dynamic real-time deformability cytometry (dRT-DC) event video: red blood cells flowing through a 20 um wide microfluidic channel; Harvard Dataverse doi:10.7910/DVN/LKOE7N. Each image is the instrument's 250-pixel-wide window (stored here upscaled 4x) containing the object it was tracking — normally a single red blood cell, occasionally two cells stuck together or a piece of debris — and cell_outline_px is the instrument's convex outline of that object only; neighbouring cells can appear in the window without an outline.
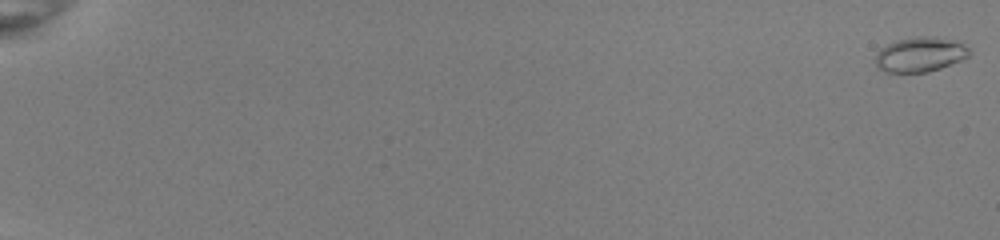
{"species": "common noctule bat (a hibernating species)", "species_latin": "Nyctalus noctula", "temperature_condition": "room temperature", "stored_images_in_passage": 54, "camera_frame_rate_fps": 3000, "um_per_image_px": 0.085, "animal": {"sex": "female", "body_mass_g": 22.0, "forearm_length_mm": 56.7}, "frame": {"image": 1, "passage_image": 1, "time_ms": 0.0, "image_size_px": [1000, 240], "cell_outline_px": [[972, 52], [968, 56], [960, 60], [940, 68], [928, 72], [884, 72], [876, 68], [876, 56], [880, 48], [896, 40], [916, 36], [936, 36], [952, 40], [968, 48]], "centroid_in_image_um": [78.17, 4.63], "position_along_channel_um": 6.8, "area_um2": 18.96}}
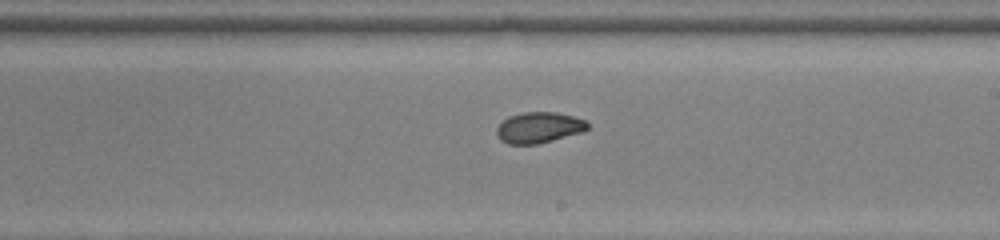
{"frame": {"image": 2, "passage_image": 35, "time_ms": 11.333, "image_size_px": [1000, 240], "cell_outline_px": [[588, 128], [580, 132], [552, 140], [536, 144], [508, 144], [500, 140], [496, 132], [496, 128], [508, 116], [524, 112], [556, 112], [572, 116], [584, 120], [588, 124]], "centroid_in_image_um": [45.76, 10.84], "position_along_channel_um": 243.2, "area_um2": 16.13}}
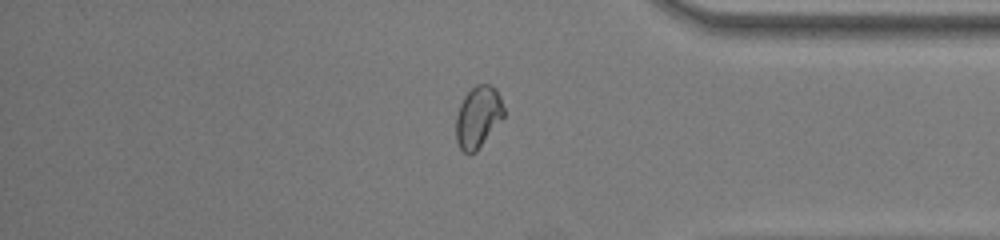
{"frame": {"image": 3, "passage_image": 47, "time_ms": 15.333, "image_size_px": [1000, 240], "cell_outline_px": [[504, 116], [476, 152], [468, 156], [460, 148], [456, 140], [456, 116], [460, 104], [464, 96], [476, 84], [492, 84], [496, 88], [500, 96], [504, 108]], "centroid_in_image_um": [40.63, 9.94], "position_along_channel_um": 394.6, "area_um2": 17.28}, "authors_computed_cell_mechanics": {"area_um2": 17.2822, "velocity_mm_per_s": 4.0123, "shape_relaxation_time_tau1_ms": 4.3951, "shape_relaxation_time_tau2_ms": 1.4819, "deformation_change_tau1": 0.1115, "deformation_change_tau2": 0.0451}}